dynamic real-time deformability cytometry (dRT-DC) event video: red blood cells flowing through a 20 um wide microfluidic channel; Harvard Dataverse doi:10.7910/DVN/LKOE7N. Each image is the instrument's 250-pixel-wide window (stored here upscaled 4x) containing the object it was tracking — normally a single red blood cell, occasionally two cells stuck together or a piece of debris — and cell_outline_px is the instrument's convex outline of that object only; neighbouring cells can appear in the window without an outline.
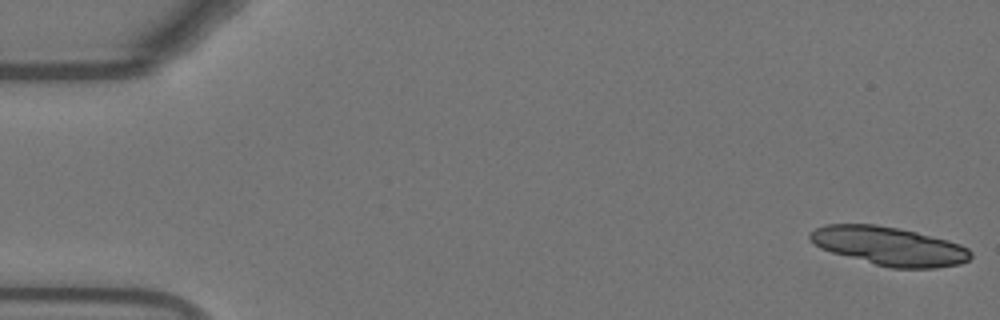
{"species": "Egyptian fruit bat (a non-hibernating species)", "species_latin": "Rousettus aegyptiacus", "temperature_condition": "warm", "stored_images_in_passage": 16, "camera_frame_rate_fps": 3000, "um_per_image_px": 0.085, "animal": {"sex": "female"}, "frame": {"image": 1, "passage_image": 1, "time_ms": 0.0, "image_size_px": [1000, 320], "cell_outline_px": [[972, 256], [968, 260], [960, 264], [936, 268], [888, 268], [832, 252], [820, 248], [812, 244], [808, 240], [808, 232], [824, 224], [876, 224], [900, 228], [948, 240], [960, 244], [968, 248], [972, 252]], "centroid_in_image_um": [75.55, 20.91], "position_along_channel_um": 9.5, "area_um2": 36.47}}